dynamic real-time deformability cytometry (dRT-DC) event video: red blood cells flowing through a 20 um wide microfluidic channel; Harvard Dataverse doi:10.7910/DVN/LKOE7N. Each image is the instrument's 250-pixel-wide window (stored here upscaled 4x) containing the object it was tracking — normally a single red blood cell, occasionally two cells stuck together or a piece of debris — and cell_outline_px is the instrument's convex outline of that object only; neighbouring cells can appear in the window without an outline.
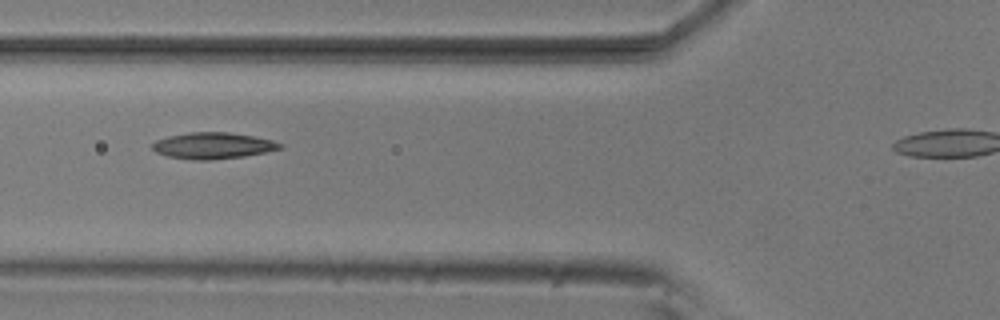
{"species": "common noctule bat (a hibernating species)", "species_latin": "Nyctalus noctula", "temperature_condition": "room temperature", "stored_images_in_passage": 5, "camera_frame_rate_fps": 3000, "um_per_image_px": 0.085, "animal": {"sex": "male", "body_mass_g": 20.5, "forearm_length_mm": 52.5}, "frame": {"image": 1, "passage_image": 2, "time_ms": 0.333, "image_size_px": [1000, 320], "cell_outline_px": [[284, 148], [244, 156], [208, 160], [196, 160], [168, 156], [156, 152], [152, 148], [152, 144], [156, 140], [168, 136], [188, 132], [228, 132], [252, 136], [272, 140], [284, 144]], "centroid_in_image_um": [18.11, 12.37], "position_along_channel_um": 107.7, "area_um2": 19.48}}
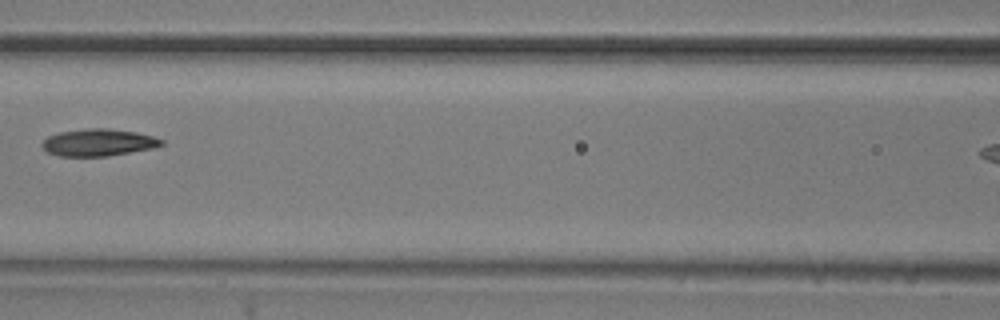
{"frame": {"image": 2, "passage_image": 3, "time_ms": 0.667, "image_size_px": [1000, 320], "cell_outline_px": [[164, 144], [152, 148], [108, 156], [60, 156], [48, 152], [40, 144], [48, 136], [60, 132], [84, 128], [108, 128], [136, 132], [152, 136], [164, 140]], "centroid_in_image_um": [8.36, 12.1], "position_along_channel_um": 158.2, "area_um2": 18.79}}
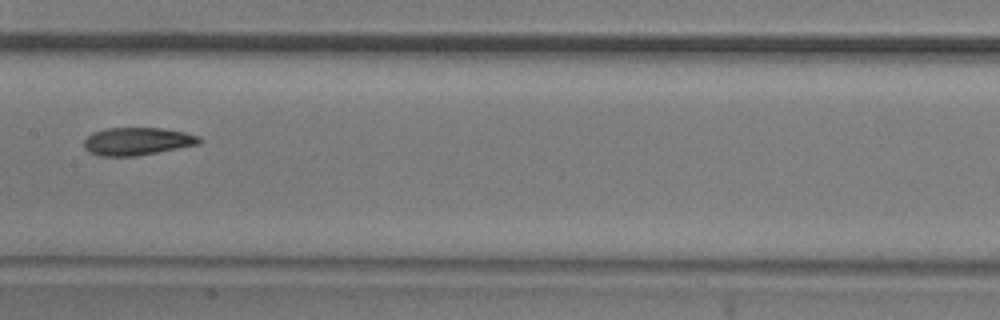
{"frame": {"image": 3, "passage_image": 4, "time_ms": 1.0, "image_size_px": [1000, 320], "cell_outline_px": [[204, 140], [200, 144], [136, 156], [100, 156], [88, 152], [84, 148], [84, 140], [92, 132], [104, 128], [164, 128], [184, 132], [200, 136]], "centroid_in_image_um": [11.67, 12.01], "position_along_channel_um": 195.7, "area_um2": 18.84}}